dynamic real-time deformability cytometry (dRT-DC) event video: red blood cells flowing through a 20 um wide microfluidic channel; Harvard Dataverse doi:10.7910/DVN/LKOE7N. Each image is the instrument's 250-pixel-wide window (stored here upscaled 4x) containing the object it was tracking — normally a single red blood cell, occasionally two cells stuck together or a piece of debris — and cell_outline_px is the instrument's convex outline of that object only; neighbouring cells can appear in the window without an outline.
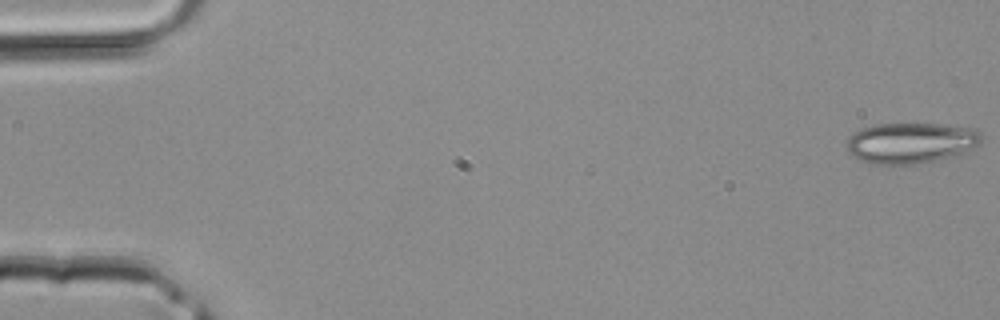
{"species": "common noctule bat (a hibernating species)", "species_latin": "Nyctalus noctula", "temperature_condition": "room temperature", "stored_images_in_passage": 43, "camera_frame_rate_fps": 3000, "um_per_image_px": 0.085, "animal": {"sex": "male", "body_mass_g": 20.4}, "frame": {"image": 1, "passage_image": 1, "time_ms": 0.0, "image_size_px": [1000, 320], "cell_outline_px": [[984, 136], [980, 144], [956, 156], [916, 164], [872, 164], [860, 160], [852, 156], [848, 152], [848, 136], [852, 132], [860, 128], [876, 124], [940, 124], [976, 128]], "centroid_in_image_um": [77.44, 12.14], "position_along_channel_um": 7.6, "area_um2": 32.37}}
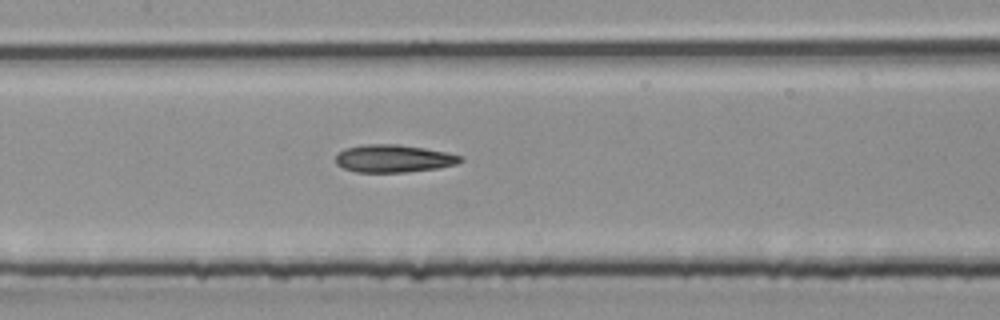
{"frame": {"image": 2, "passage_image": 21, "time_ms": 6.667, "image_size_px": [1000, 320], "cell_outline_px": [[464, 160], [456, 164], [436, 168], [404, 172], [356, 172], [344, 168], [336, 164], [336, 156], [344, 148], [364, 144], [396, 144], [424, 148], [448, 152], [464, 156]], "centroid_in_image_um": [33.47, 13.47], "position_along_channel_um": 173.9, "area_um2": 20.11}}
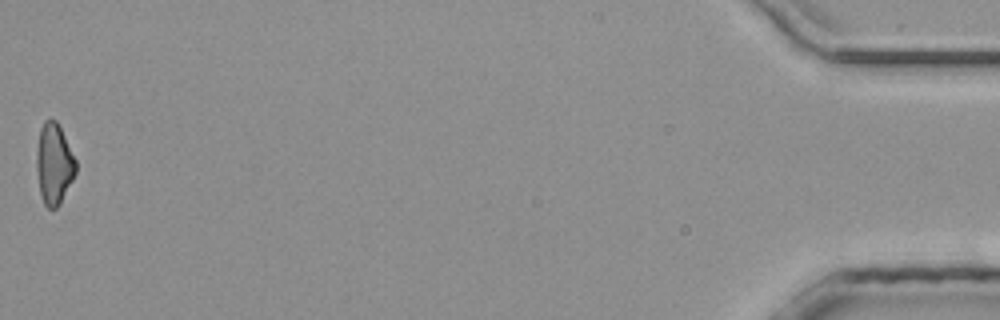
{"frame": {"image": 3, "passage_image": 43, "time_ms": 14.0, "image_size_px": [1000, 320], "cell_outline_px": [[76, 172], [60, 204], [56, 208], [48, 208], [44, 204], [40, 192], [36, 168], [36, 148], [40, 128], [44, 120], [48, 116], [56, 120], [76, 160]], "centroid_in_image_um": [4.57, 13.89], "position_along_channel_um": 430.6, "area_um2": 18.55}}